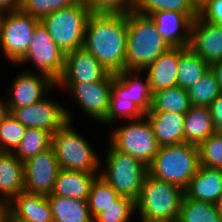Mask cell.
I'll return each instance as SVG.
<instances>
[{"label": "cell", "mask_w": 222, "mask_h": 222, "mask_svg": "<svg viewBox=\"0 0 222 222\" xmlns=\"http://www.w3.org/2000/svg\"><path fill=\"white\" fill-rule=\"evenodd\" d=\"M199 164L222 170V132H215L199 146Z\"/></svg>", "instance_id": "35"}, {"label": "cell", "mask_w": 222, "mask_h": 222, "mask_svg": "<svg viewBox=\"0 0 222 222\" xmlns=\"http://www.w3.org/2000/svg\"><path fill=\"white\" fill-rule=\"evenodd\" d=\"M222 192V170L199 165L184 195L192 200L215 204Z\"/></svg>", "instance_id": "21"}, {"label": "cell", "mask_w": 222, "mask_h": 222, "mask_svg": "<svg viewBox=\"0 0 222 222\" xmlns=\"http://www.w3.org/2000/svg\"><path fill=\"white\" fill-rule=\"evenodd\" d=\"M213 126L216 132H222V93L209 106Z\"/></svg>", "instance_id": "41"}, {"label": "cell", "mask_w": 222, "mask_h": 222, "mask_svg": "<svg viewBox=\"0 0 222 222\" xmlns=\"http://www.w3.org/2000/svg\"><path fill=\"white\" fill-rule=\"evenodd\" d=\"M183 196L182 188L147 173L135 201V212L139 211L144 221L177 222Z\"/></svg>", "instance_id": "3"}, {"label": "cell", "mask_w": 222, "mask_h": 222, "mask_svg": "<svg viewBox=\"0 0 222 222\" xmlns=\"http://www.w3.org/2000/svg\"><path fill=\"white\" fill-rule=\"evenodd\" d=\"M28 61L34 63L39 73L47 75L56 83L62 77L65 54L51 39L41 22L35 27L27 52L17 64Z\"/></svg>", "instance_id": "10"}, {"label": "cell", "mask_w": 222, "mask_h": 222, "mask_svg": "<svg viewBox=\"0 0 222 222\" xmlns=\"http://www.w3.org/2000/svg\"><path fill=\"white\" fill-rule=\"evenodd\" d=\"M209 69L210 65L189 47H179L177 86L188 90L207 73Z\"/></svg>", "instance_id": "27"}, {"label": "cell", "mask_w": 222, "mask_h": 222, "mask_svg": "<svg viewBox=\"0 0 222 222\" xmlns=\"http://www.w3.org/2000/svg\"><path fill=\"white\" fill-rule=\"evenodd\" d=\"M140 73L141 71L124 70L115 74V77L127 88L130 101L146 114L151 109L153 94L148 77L142 82L140 81L142 77L138 78Z\"/></svg>", "instance_id": "28"}, {"label": "cell", "mask_w": 222, "mask_h": 222, "mask_svg": "<svg viewBox=\"0 0 222 222\" xmlns=\"http://www.w3.org/2000/svg\"><path fill=\"white\" fill-rule=\"evenodd\" d=\"M97 176V173H86L60 168L52 194L87 201L91 185Z\"/></svg>", "instance_id": "22"}, {"label": "cell", "mask_w": 222, "mask_h": 222, "mask_svg": "<svg viewBox=\"0 0 222 222\" xmlns=\"http://www.w3.org/2000/svg\"><path fill=\"white\" fill-rule=\"evenodd\" d=\"M135 212V202L120 196L114 204L100 213L93 222H130L131 214Z\"/></svg>", "instance_id": "38"}, {"label": "cell", "mask_w": 222, "mask_h": 222, "mask_svg": "<svg viewBox=\"0 0 222 222\" xmlns=\"http://www.w3.org/2000/svg\"><path fill=\"white\" fill-rule=\"evenodd\" d=\"M196 5H197V7L199 6V5H201L205 0H192Z\"/></svg>", "instance_id": "47"}, {"label": "cell", "mask_w": 222, "mask_h": 222, "mask_svg": "<svg viewBox=\"0 0 222 222\" xmlns=\"http://www.w3.org/2000/svg\"><path fill=\"white\" fill-rule=\"evenodd\" d=\"M177 222H222L215 204L183 196Z\"/></svg>", "instance_id": "31"}, {"label": "cell", "mask_w": 222, "mask_h": 222, "mask_svg": "<svg viewBox=\"0 0 222 222\" xmlns=\"http://www.w3.org/2000/svg\"><path fill=\"white\" fill-rule=\"evenodd\" d=\"M189 48L209 65L222 61V27L198 16L191 26Z\"/></svg>", "instance_id": "17"}, {"label": "cell", "mask_w": 222, "mask_h": 222, "mask_svg": "<svg viewBox=\"0 0 222 222\" xmlns=\"http://www.w3.org/2000/svg\"><path fill=\"white\" fill-rule=\"evenodd\" d=\"M199 165L198 146L184 142L160 147L148 166V173L185 190Z\"/></svg>", "instance_id": "4"}, {"label": "cell", "mask_w": 222, "mask_h": 222, "mask_svg": "<svg viewBox=\"0 0 222 222\" xmlns=\"http://www.w3.org/2000/svg\"><path fill=\"white\" fill-rule=\"evenodd\" d=\"M119 197L120 195L98 175L91 185L87 200L92 219L114 204Z\"/></svg>", "instance_id": "32"}, {"label": "cell", "mask_w": 222, "mask_h": 222, "mask_svg": "<svg viewBox=\"0 0 222 222\" xmlns=\"http://www.w3.org/2000/svg\"><path fill=\"white\" fill-rule=\"evenodd\" d=\"M187 92L192 106L205 107H209L213 100L222 93L211 69L190 87Z\"/></svg>", "instance_id": "33"}, {"label": "cell", "mask_w": 222, "mask_h": 222, "mask_svg": "<svg viewBox=\"0 0 222 222\" xmlns=\"http://www.w3.org/2000/svg\"><path fill=\"white\" fill-rule=\"evenodd\" d=\"M144 116L145 113L135 103L130 101L127 88L115 77V74H113L109 110L102 123L110 125L120 117L136 120Z\"/></svg>", "instance_id": "25"}, {"label": "cell", "mask_w": 222, "mask_h": 222, "mask_svg": "<svg viewBox=\"0 0 222 222\" xmlns=\"http://www.w3.org/2000/svg\"><path fill=\"white\" fill-rule=\"evenodd\" d=\"M91 13L84 2L78 0L72 6L50 13L40 22L55 44L67 54L83 47L86 24Z\"/></svg>", "instance_id": "5"}, {"label": "cell", "mask_w": 222, "mask_h": 222, "mask_svg": "<svg viewBox=\"0 0 222 222\" xmlns=\"http://www.w3.org/2000/svg\"><path fill=\"white\" fill-rule=\"evenodd\" d=\"M39 23L21 10L0 13V50L11 64L23 58Z\"/></svg>", "instance_id": "9"}, {"label": "cell", "mask_w": 222, "mask_h": 222, "mask_svg": "<svg viewBox=\"0 0 222 222\" xmlns=\"http://www.w3.org/2000/svg\"><path fill=\"white\" fill-rule=\"evenodd\" d=\"M128 38L127 12H92L83 47L112 74L125 70Z\"/></svg>", "instance_id": "1"}, {"label": "cell", "mask_w": 222, "mask_h": 222, "mask_svg": "<svg viewBox=\"0 0 222 222\" xmlns=\"http://www.w3.org/2000/svg\"><path fill=\"white\" fill-rule=\"evenodd\" d=\"M112 82L113 74L108 73L98 82L56 83V87H66L88 116L102 122L108 114Z\"/></svg>", "instance_id": "12"}, {"label": "cell", "mask_w": 222, "mask_h": 222, "mask_svg": "<svg viewBox=\"0 0 222 222\" xmlns=\"http://www.w3.org/2000/svg\"><path fill=\"white\" fill-rule=\"evenodd\" d=\"M133 10L147 16L164 10L198 13V7L192 0H134Z\"/></svg>", "instance_id": "34"}, {"label": "cell", "mask_w": 222, "mask_h": 222, "mask_svg": "<svg viewBox=\"0 0 222 222\" xmlns=\"http://www.w3.org/2000/svg\"><path fill=\"white\" fill-rule=\"evenodd\" d=\"M149 16L153 20L157 32L169 47H189L191 26L198 17V13L164 10L153 12Z\"/></svg>", "instance_id": "14"}, {"label": "cell", "mask_w": 222, "mask_h": 222, "mask_svg": "<svg viewBox=\"0 0 222 222\" xmlns=\"http://www.w3.org/2000/svg\"><path fill=\"white\" fill-rule=\"evenodd\" d=\"M53 222H93L87 201L66 197L47 196Z\"/></svg>", "instance_id": "26"}, {"label": "cell", "mask_w": 222, "mask_h": 222, "mask_svg": "<svg viewBox=\"0 0 222 222\" xmlns=\"http://www.w3.org/2000/svg\"><path fill=\"white\" fill-rule=\"evenodd\" d=\"M150 122L160 147L184 143L185 114L165 111H148Z\"/></svg>", "instance_id": "19"}, {"label": "cell", "mask_w": 222, "mask_h": 222, "mask_svg": "<svg viewBox=\"0 0 222 222\" xmlns=\"http://www.w3.org/2000/svg\"><path fill=\"white\" fill-rule=\"evenodd\" d=\"M0 98H1L0 99V125H1L4 119L10 114V110L6 100H3L2 97Z\"/></svg>", "instance_id": "45"}, {"label": "cell", "mask_w": 222, "mask_h": 222, "mask_svg": "<svg viewBox=\"0 0 222 222\" xmlns=\"http://www.w3.org/2000/svg\"><path fill=\"white\" fill-rule=\"evenodd\" d=\"M107 149L104 169L99 176L104 179L120 196L138 199L148 166L129 154L115 149L110 143Z\"/></svg>", "instance_id": "7"}, {"label": "cell", "mask_w": 222, "mask_h": 222, "mask_svg": "<svg viewBox=\"0 0 222 222\" xmlns=\"http://www.w3.org/2000/svg\"><path fill=\"white\" fill-rule=\"evenodd\" d=\"M192 107L187 90L173 86L159 90L152 95V106L149 111H165L186 114Z\"/></svg>", "instance_id": "29"}, {"label": "cell", "mask_w": 222, "mask_h": 222, "mask_svg": "<svg viewBox=\"0 0 222 222\" xmlns=\"http://www.w3.org/2000/svg\"><path fill=\"white\" fill-rule=\"evenodd\" d=\"M78 0H21L20 10L41 21L57 10L67 8Z\"/></svg>", "instance_id": "36"}, {"label": "cell", "mask_w": 222, "mask_h": 222, "mask_svg": "<svg viewBox=\"0 0 222 222\" xmlns=\"http://www.w3.org/2000/svg\"><path fill=\"white\" fill-rule=\"evenodd\" d=\"M21 0H0V13L20 10Z\"/></svg>", "instance_id": "42"}, {"label": "cell", "mask_w": 222, "mask_h": 222, "mask_svg": "<svg viewBox=\"0 0 222 222\" xmlns=\"http://www.w3.org/2000/svg\"><path fill=\"white\" fill-rule=\"evenodd\" d=\"M10 114L26 128H40L51 134L60 129L72 116L66 107L47 96L27 107L9 108Z\"/></svg>", "instance_id": "11"}, {"label": "cell", "mask_w": 222, "mask_h": 222, "mask_svg": "<svg viewBox=\"0 0 222 222\" xmlns=\"http://www.w3.org/2000/svg\"><path fill=\"white\" fill-rule=\"evenodd\" d=\"M198 16L222 27V0H205L198 6Z\"/></svg>", "instance_id": "40"}, {"label": "cell", "mask_w": 222, "mask_h": 222, "mask_svg": "<svg viewBox=\"0 0 222 222\" xmlns=\"http://www.w3.org/2000/svg\"><path fill=\"white\" fill-rule=\"evenodd\" d=\"M0 153H2L1 140H0Z\"/></svg>", "instance_id": "48"}, {"label": "cell", "mask_w": 222, "mask_h": 222, "mask_svg": "<svg viewBox=\"0 0 222 222\" xmlns=\"http://www.w3.org/2000/svg\"><path fill=\"white\" fill-rule=\"evenodd\" d=\"M8 221L53 222L47 196L22 191L8 202Z\"/></svg>", "instance_id": "18"}, {"label": "cell", "mask_w": 222, "mask_h": 222, "mask_svg": "<svg viewBox=\"0 0 222 222\" xmlns=\"http://www.w3.org/2000/svg\"><path fill=\"white\" fill-rule=\"evenodd\" d=\"M178 64L179 47H170L144 70L152 94L177 85Z\"/></svg>", "instance_id": "20"}, {"label": "cell", "mask_w": 222, "mask_h": 222, "mask_svg": "<svg viewBox=\"0 0 222 222\" xmlns=\"http://www.w3.org/2000/svg\"><path fill=\"white\" fill-rule=\"evenodd\" d=\"M215 132L209 107L192 106L185 114L184 142L199 146Z\"/></svg>", "instance_id": "24"}, {"label": "cell", "mask_w": 222, "mask_h": 222, "mask_svg": "<svg viewBox=\"0 0 222 222\" xmlns=\"http://www.w3.org/2000/svg\"><path fill=\"white\" fill-rule=\"evenodd\" d=\"M52 134L40 128H26L18 147L12 152L15 157L25 163L38 153L51 146Z\"/></svg>", "instance_id": "30"}, {"label": "cell", "mask_w": 222, "mask_h": 222, "mask_svg": "<svg viewBox=\"0 0 222 222\" xmlns=\"http://www.w3.org/2000/svg\"><path fill=\"white\" fill-rule=\"evenodd\" d=\"M26 127L9 114L0 125L2 152H13L21 142Z\"/></svg>", "instance_id": "37"}, {"label": "cell", "mask_w": 222, "mask_h": 222, "mask_svg": "<svg viewBox=\"0 0 222 222\" xmlns=\"http://www.w3.org/2000/svg\"><path fill=\"white\" fill-rule=\"evenodd\" d=\"M217 211L221 214L222 216V192L220 193L217 202L215 203Z\"/></svg>", "instance_id": "46"}, {"label": "cell", "mask_w": 222, "mask_h": 222, "mask_svg": "<svg viewBox=\"0 0 222 222\" xmlns=\"http://www.w3.org/2000/svg\"><path fill=\"white\" fill-rule=\"evenodd\" d=\"M110 135V144L122 153L129 154L149 166L157 152L159 144L155 138L153 128L144 116L131 120L130 123L115 128Z\"/></svg>", "instance_id": "8"}, {"label": "cell", "mask_w": 222, "mask_h": 222, "mask_svg": "<svg viewBox=\"0 0 222 222\" xmlns=\"http://www.w3.org/2000/svg\"><path fill=\"white\" fill-rule=\"evenodd\" d=\"M109 72L84 47L65 54V68L57 83H94Z\"/></svg>", "instance_id": "16"}, {"label": "cell", "mask_w": 222, "mask_h": 222, "mask_svg": "<svg viewBox=\"0 0 222 222\" xmlns=\"http://www.w3.org/2000/svg\"><path fill=\"white\" fill-rule=\"evenodd\" d=\"M8 93L9 108H22L42 100L50 89H54L56 82L41 73L25 70L13 80ZM49 90V91H48Z\"/></svg>", "instance_id": "15"}, {"label": "cell", "mask_w": 222, "mask_h": 222, "mask_svg": "<svg viewBox=\"0 0 222 222\" xmlns=\"http://www.w3.org/2000/svg\"><path fill=\"white\" fill-rule=\"evenodd\" d=\"M128 38L125 70L142 71L170 48L157 32L150 16L127 12Z\"/></svg>", "instance_id": "2"}, {"label": "cell", "mask_w": 222, "mask_h": 222, "mask_svg": "<svg viewBox=\"0 0 222 222\" xmlns=\"http://www.w3.org/2000/svg\"><path fill=\"white\" fill-rule=\"evenodd\" d=\"M8 222H24V221H8Z\"/></svg>", "instance_id": "49"}, {"label": "cell", "mask_w": 222, "mask_h": 222, "mask_svg": "<svg viewBox=\"0 0 222 222\" xmlns=\"http://www.w3.org/2000/svg\"><path fill=\"white\" fill-rule=\"evenodd\" d=\"M67 121L60 129L52 133L51 147L54 150L60 168L86 173H98L101 169L100 156L92 146Z\"/></svg>", "instance_id": "6"}, {"label": "cell", "mask_w": 222, "mask_h": 222, "mask_svg": "<svg viewBox=\"0 0 222 222\" xmlns=\"http://www.w3.org/2000/svg\"><path fill=\"white\" fill-rule=\"evenodd\" d=\"M92 12H122L133 9L134 0H82Z\"/></svg>", "instance_id": "39"}, {"label": "cell", "mask_w": 222, "mask_h": 222, "mask_svg": "<svg viewBox=\"0 0 222 222\" xmlns=\"http://www.w3.org/2000/svg\"><path fill=\"white\" fill-rule=\"evenodd\" d=\"M9 207L8 202L0 198V222H8Z\"/></svg>", "instance_id": "44"}, {"label": "cell", "mask_w": 222, "mask_h": 222, "mask_svg": "<svg viewBox=\"0 0 222 222\" xmlns=\"http://www.w3.org/2000/svg\"><path fill=\"white\" fill-rule=\"evenodd\" d=\"M24 191V163L12 152L0 153V195L9 202Z\"/></svg>", "instance_id": "23"}, {"label": "cell", "mask_w": 222, "mask_h": 222, "mask_svg": "<svg viewBox=\"0 0 222 222\" xmlns=\"http://www.w3.org/2000/svg\"><path fill=\"white\" fill-rule=\"evenodd\" d=\"M210 69L214 73L216 80L219 83L220 90L222 92V61L210 65Z\"/></svg>", "instance_id": "43"}, {"label": "cell", "mask_w": 222, "mask_h": 222, "mask_svg": "<svg viewBox=\"0 0 222 222\" xmlns=\"http://www.w3.org/2000/svg\"><path fill=\"white\" fill-rule=\"evenodd\" d=\"M59 170L60 166L50 146L24 163V191L44 196L52 194Z\"/></svg>", "instance_id": "13"}]
</instances>
